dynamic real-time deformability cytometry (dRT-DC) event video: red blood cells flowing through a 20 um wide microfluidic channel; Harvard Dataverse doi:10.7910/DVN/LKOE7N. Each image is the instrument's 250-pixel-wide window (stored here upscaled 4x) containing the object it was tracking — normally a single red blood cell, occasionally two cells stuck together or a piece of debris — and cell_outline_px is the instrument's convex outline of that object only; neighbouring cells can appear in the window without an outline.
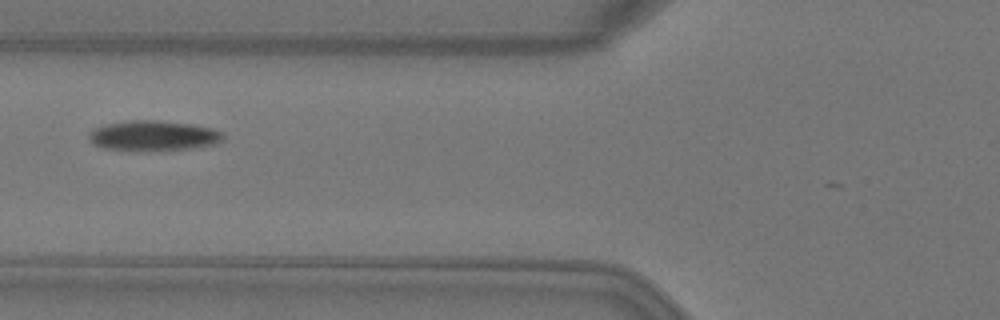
{"species": "Egyptian fruit bat (a non-hibernating species)", "species_latin": "Rousettus aegyptiacus", "temperature_condition": "warm", "stored_images_in_passage": 8, "camera_frame_rate_fps": 3000, "um_per_image_px": 0.085, "animal": {"sex": "female"}, "frame": {"image": 1, "passage_image": 7, "time_ms": 2.0, "image_size_px": [1000, 320], "cell_outline_px": [[224, 136], [216, 144], [192, 148], [140, 152], [104, 148], [92, 144], [88, 136], [88, 132], [92, 128], [104, 124], [128, 120], [156, 120], [192, 124], [212, 128], [220, 132]], "centroid_in_image_um": [12.96, 11.54], "position_along_channel_um": 112.8, "area_um2": 24.04}}